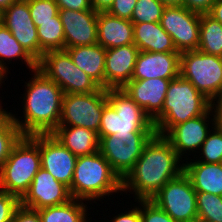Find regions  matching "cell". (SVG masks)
<instances>
[{"label":"cell","mask_w":222,"mask_h":222,"mask_svg":"<svg viewBox=\"0 0 222 222\" xmlns=\"http://www.w3.org/2000/svg\"><path fill=\"white\" fill-rule=\"evenodd\" d=\"M183 172L184 160L163 136L155 134L122 180V196L126 193L127 196L133 194L134 201L150 200L167 182Z\"/></svg>","instance_id":"6da1fadb"},{"label":"cell","mask_w":222,"mask_h":222,"mask_svg":"<svg viewBox=\"0 0 222 222\" xmlns=\"http://www.w3.org/2000/svg\"><path fill=\"white\" fill-rule=\"evenodd\" d=\"M30 73L33 75L24 83L25 93L19 97L23 98L22 117L9 113L23 136L51 134L59 126L64 92L38 69Z\"/></svg>","instance_id":"7a4b0ae2"},{"label":"cell","mask_w":222,"mask_h":222,"mask_svg":"<svg viewBox=\"0 0 222 222\" xmlns=\"http://www.w3.org/2000/svg\"><path fill=\"white\" fill-rule=\"evenodd\" d=\"M69 190L72 198L89 201L94 208L92 203L122 194V180L98 151L78 156Z\"/></svg>","instance_id":"3957f363"},{"label":"cell","mask_w":222,"mask_h":222,"mask_svg":"<svg viewBox=\"0 0 222 222\" xmlns=\"http://www.w3.org/2000/svg\"><path fill=\"white\" fill-rule=\"evenodd\" d=\"M108 102L103 108L98 136L155 135L151 118L122 89H107Z\"/></svg>","instance_id":"277c9868"},{"label":"cell","mask_w":222,"mask_h":222,"mask_svg":"<svg viewBox=\"0 0 222 222\" xmlns=\"http://www.w3.org/2000/svg\"><path fill=\"white\" fill-rule=\"evenodd\" d=\"M210 109V100L180 75L171 79L162 112L153 120L157 135L164 136L172 127L201 116Z\"/></svg>","instance_id":"5b68a950"},{"label":"cell","mask_w":222,"mask_h":222,"mask_svg":"<svg viewBox=\"0 0 222 222\" xmlns=\"http://www.w3.org/2000/svg\"><path fill=\"white\" fill-rule=\"evenodd\" d=\"M40 168L39 134L22 136L0 167V190L21 199Z\"/></svg>","instance_id":"8992f818"},{"label":"cell","mask_w":222,"mask_h":222,"mask_svg":"<svg viewBox=\"0 0 222 222\" xmlns=\"http://www.w3.org/2000/svg\"><path fill=\"white\" fill-rule=\"evenodd\" d=\"M179 75L210 101L222 95V57L199 50L180 53Z\"/></svg>","instance_id":"52a82bcc"},{"label":"cell","mask_w":222,"mask_h":222,"mask_svg":"<svg viewBox=\"0 0 222 222\" xmlns=\"http://www.w3.org/2000/svg\"><path fill=\"white\" fill-rule=\"evenodd\" d=\"M37 69L55 82L64 94L92 93L101 88L74 64L65 50L44 53L37 61Z\"/></svg>","instance_id":"ba28073f"},{"label":"cell","mask_w":222,"mask_h":222,"mask_svg":"<svg viewBox=\"0 0 222 222\" xmlns=\"http://www.w3.org/2000/svg\"><path fill=\"white\" fill-rule=\"evenodd\" d=\"M107 89L81 94H64L59 126H77L99 132Z\"/></svg>","instance_id":"9c48e42d"},{"label":"cell","mask_w":222,"mask_h":222,"mask_svg":"<svg viewBox=\"0 0 222 222\" xmlns=\"http://www.w3.org/2000/svg\"><path fill=\"white\" fill-rule=\"evenodd\" d=\"M150 200L176 222L197 218L196 191L184 172L167 182Z\"/></svg>","instance_id":"30bf717a"},{"label":"cell","mask_w":222,"mask_h":222,"mask_svg":"<svg viewBox=\"0 0 222 222\" xmlns=\"http://www.w3.org/2000/svg\"><path fill=\"white\" fill-rule=\"evenodd\" d=\"M154 135H110L99 137V152L123 180Z\"/></svg>","instance_id":"8fae6325"},{"label":"cell","mask_w":222,"mask_h":222,"mask_svg":"<svg viewBox=\"0 0 222 222\" xmlns=\"http://www.w3.org/2000/svg\"><path fill=\"white\" fill-rule=\"evenodd\" d=\"M201 14L184 6H166L160 24L178 52L198 50Z\"/></svg>","instance_id":"7c38bea8"},{"label":"cell","mask_w":222,"mask_h":222,"mask_svg":"<svg viewBox=\"0 0 222 222\" xmlns=\"http://www.w3.org/2000/svg\"><path fill=\"white\" fill-rule=\"evenodd\" d=\"M213 127V114L209 109L201 116L172 127L163 137L171 144L179 157L187 161L190 159L189 156L195 157Z\"/></svg>","instance_id":"4fadbf2b"},{"label":"cell","mask_w":222,"mask_h":222,"mask_svg":"<svg viewBox=\"0 0 222 222\" xmlns=\"http://www.w3.org/2000/svg\"><path fill=\"white\" fill-rule=\"evenodd\" d=\"M72 198L69 187L57 181L42 167L34 176L28 191L20 199V205L39 210L69 202Z\"/></svg>","instance_id":"5bb4252c"},{"label":"cell","mask_w":222,"mask_h":222,"mask_svg":"<svg viewBox=\"0 0 222 222\" xmlns=\"http://www.w3.org/2000/svg\"><path fill=\"white\" fill-rule=\"evenodd\" d=\"M41 167L57 181L70 187L78 156L58 142L52 134H39Z\"/></svg>","instance_id":"9a60e30c"},{"label":"cell","mask_w":222,"mask_h":222,"mask_svg":"<svg viewBox=\"0 0 222 222\" xmlns=\"http://www.w3.org/2000/svg\"><path fill=\"white\" fill-rule=\"evenodd\" d=\"M2 24L36 60H39L37 27L30 15L27 0H16L2 12Z\"/></svg>","instance_id":"2e32d148"},{"label":"cell","mask_w":222,"mask_h":222,"mask_svg":"<svg viewBox=\"0 0 222 222\" xmlns=\"http://www.w3.org/2000/svg\"><path fill=\"white\" fill-rule=\"evenodd\" d=\"M65 35V48L97 43L98 12L93 8L77 11L59 9Z\"/></svg>","instance_id":"e0dca14e"},{"label":"cell","mask_w":222,"mask_h":222,"mask_svg":"<svg viewBox=\"0 0 222 222\" xmlns=\"http://www.w3.org/2000/svg\"><path fill=\"white\" fill-rule=\"evenodd\" d=\"M171 79H144L128 82L122 89L153 121L161 112Z\"/></svg>","instance_id":"ac0fdd59"},{"label":"cell","mask_w":222,"mask_h":222,"mask_svg":"<svg viewBox=\"0 0 222 222\" xmlns=\"http://www.w3.org/2000/svg\"><path fill=\"white\" fill-rule=\"evenodd\" d=\"M139 52L134 44L106 49L105 89L123 88L131 81Z\"/></svg>","instance_id":"d6986e66"},{"label":"cell","mask_w":222,"mask_h":222,"mask_svg":"<svg viewBox=\"0 0 222 222\" xmlns=\"http://www.w3.org/2000/svg\"><path fill=\"white\" fill-rule=\"evenodd\" d=\"M180 53L140 51L131 81L144 79H174L179 76Z\"/></svg>","instance_id":"ffe728a7"},{"label":"cell","mask_w":222,"mask_h":222,"mask_svg":"<svg viewBox=\"0 0 222 222\" xmlns=\"http://www.w3.org/2000/svg\"><path fill=\"white\" fill-rule=\"evenodd\" d=\"M97 43L105 49L134 44L132 21L98 12Z\"/></svg>","instance_id":"44dd1931"},{"label":"cell","mask_w":222,"mask_h":222,"mask_svg":"<svg viewBox=\"0 0 222 222\" xmlns=\"http://www.w3.org/2000/svg\"><path fill=\"white\" fill-rule=\"evenodd\" d=\"M74 64L101 88H105L106 49L100 44L83 45L64 49Z\"/></svg>","instance_id":"7402d4cb"},{"label":"cell","mask_w":222,"mask_h":222,"mask_svg":"<svg viewBox=\"0 0 222 222\" xmlns=\"http://www.w3.org/2000/svg\"><path fill=\"white\" fill-rule=\"evenodd\" d=\"M184 173L196 192L222 196V163H206L190 158L184 161Z\"/></svg>","instance_id":"603a6c76"},{"label":"cell","mask_w":222,"mask_h":222,"mask_svg":"<svg viewBox=\"0 0 222 222\" xmlns=\"http://www.w3.org/2000/svg\"><path fill=\"white\" fill-rule=\"evenodd\" d=\"M134 45L139 51L156 53H180L172 37L162 28L160 22L133 23Z\"/></svg>","instance_id":"cb8c5ba5"},{"label":"cell","mask_w":222,"mask_h":222,"mask_svg":"<svg viewBox=\"0 0 222 222\" xmlns=\"http://www.w3.org/2000/svg\"><path fill=\"white\" fill-rule=\"evenodd\" d=\"M55 139L76 156L99 151L98 133L84 127L58 126L52 133Z\"/></svg>","instance_id":"d4e9b609"},{"label":"cell","mask_w":222,"mask_h":222,"mask_svg":"<svg viewBox=\"0 0 222 222\" xmlns=\"http://www.w3.org/2000/svg\"><path fill=\"white\" fill-rule=\"evenodd\" d=\"M16 59L25 64L29 70L37 69V61L16 40L12 33L3 25H0V75L7 80L10 70L8 64Z\"/></svg>","instance_id":"484cf974"},{"label":"cell","mask_w":222,"mask_h":222,"mask_svg":"<svg viewBox=\"0 0 222 222\" xmlns=\"http://www.w3.org/2000/svg\"><path fill=\"white\" fill-rule=\"evenodd\" d=\"M88 203L89 202L73 198L67 203L45 207L37 211L41 222H91L92 217H88L90 215L88 210H90L92 206H87Z\"/></svg>","instance_id":"4316f807"},{"label":"cell","mask_w":222,"mask_h":222,"mask_svg":"<svg viewBox=\"0 0 222 222\" xmlns=\"http://www.w3.org/2000/svg\"><path fill=\"white\" fill-rule=\"evenodd\" d=\"M37 27L39 59L48 51L64 50L65 35L59 14L55 21H33Z\"/></svg>","instance_id":"83f0119b"},{"label":"cell","mask_w":222,"mask_h":222,"mask_svg":"<svg viewBox=\"0 0 222 222\" xmlns=\"http://www.w3.org/2000/svg\"><path fill=\"white\" fill-rule=\"evenodd\" d=\"M198 50L222 57V24L208 13L201 14Z\"/></svg>","instance_id":"f1b7e54d"},{"label":"cell","mask_w":222,"mask_h":222,"mask_svg":"<svg viewBox=\"0 0 222 222\" xmlns=\"http://www.w3.org/2000/svg\"><path fill=\"white\" fill-rule=\"evenodd\" d=\"M6 110L0 114V167L9 157L14 145L23 136L9 111Z\"/></svg>","instance_id":"f546056e"},{"label":"cell","mask_w":222,"mask_h":222,"mask_svg":"<svg viewBox=\"0 0 222 222\" xmlns=\"http://www.w3.org/2000/svg\"><path fill=\"white\" fill-rule=\"evenodd\" d=\"M196 201L198 218L210 222H222V196L196 192Z\"/></svg>","instance_id":"4dcf8cb0"},{"label":"cell","mask_w":222,"mask_h":222,"mask_svg":"<svg viewBox=\"0 0 222 222\" xmlns=\"http://www.w3.org/2000/svg\"><path fill=\"white\" fill-rule=\"evenodd\" d=\"M195 156L196 161L222 163V131L213 127Z\"/></svg>","instance_id":"1f68e13d"},{"label":"cell","mask_w":222,"mask_h":222,"mask_svg":"<svg viewBox=\"0 0 222 222\" xmlns=\"http://www.w3.org/2000/svg\"><path fill=\"white\" fill-rule=\"evenodd\" d=\"M166 5L157 0H137L131 17L132 23L160 22Z\"/></svg>","instance_id":"d6a6232c"},{"label":"cell","mask_w":222,"mask_h":222,"mask_svg":"<svg viewBox=\"0 0 222 222\" xmlns=\"http://www.w3.org/2000/svg\"><path fill=\"white\" fill-rule=\"evenodd\" d=\"M33 21H55L59 7L55 0H27Z\"/></svg>","instance_id":"836d02e7"},{"label":"cell","mask_w":222,"mask_h":222,"mask_svg":"<svg viewBox=\"0 0 222 222\" xmlns=\"http://www.w3.org/2000/svg\"><path fill=\"white\" fill-rule=\"evenodd\" d=\"M142 222H176L151 200H141Z\"/></svg>","instance_id":"e575fe53"},{"label":"cell","mask_w":222,"mask_h":222,"mask_svg":"<svg viewBox=\"0 0 222 222\" xmlns=\"http://www.w3.org/2000/svg\"><path fill=\"white\" fill-rule=\"evenodd\" d=\"M20 199L15 195L0 190V222H12Z\"/></svg>","instance_id":"d590c367"},{"label":"cell","mask_w":222,"mask_h":222,"mask_svg":"<svg viewBox=\"0 0 222 222\" xmlns=\"http://www.w3.org/2000/svg\"><path fill=\"white\" fill-rule=\"evenodd\" d=\"M136 2L137 0H114L107 13L118 18L131 20Z\"/></svg>","instance_id":"8d00e7d4"},{"label":"cell","mask_w":222,"mask_h":222,"mask_svg":"<svg viewBox=\"0 0 222 222\" xmlns=\"http://www.w3.org/2000/svg\"><path fill=\"white\" fill-rule=\"evenodd\" d=\"M133 202H137L135 204H130V208H128V210L125 208H123V212H119L116 211L115 214L117 215H113L112 218L110 217V221L108 222H142V218H141V200H135ZM138 205V206H137ZM133 207V208H132ZM124 209H126L124 211ZM131 209V210H129Z\"/></svg>","instance_id":"74e56055"},{"label":"cell","mask_w":222,"mask_h":222,"mask_svg":"<svg viewBox=\"0 0 222 222\" xmlns=\"http://www.w3.org/2000/svg\"><path fill=\"white\" fill-rule=\"evenodd\" d=\"M12 222H41V218L37 210L20 205L13 215Z\"/></svg>","instance_id":"f35d334b"},{"label":"cell","mask_w":222,"mask_h":222,"mask_svg":"<svg viewBox=\"0 0 222 222\" xmlns=\"http://www.w3.org/2000/svg\"><path fill=\"white\" fill-rule=\"evenodd\" d=\"M216 0H183V6L198 14H207Z\"/></svg>","instance_id":"ab89813d"},{"label":"cell","mask_w":222,"mask_h":222,"mask_svg":"<svg viewBox=\"0 0 222 222\" xmlns=\"http://www.w3.org/2000/svg\"><path fill=\"white\" fill-rule=\"evenodd\" d=\"M59 9H70V10H89L92 9L90 0H55Z\"/></svg>","instance_id":"60d3db41"},{"label":"cell","mask_w":222,"mask_h":222,"mask_svg":"<svg viewBox=\"0 0 222 222\" xmlns=\"http://www.w3.org/2000/svg\"><path fill=\"white\" fill-rule=\"evenodd\" d=\"M210 110L213 114L214 127L222 131V95L210 101Z\"/></svg>","instance_id":"b9f144b4"},{"label":"cell","mask_w":222,"mask_h":222,"mask_svg":"<svg viewBox=\"0 0 222 222\" xmlns=\"http://www.w3.org/2000/svg\"><path fill=\"white\" fill-rule=\"evenodd\" d=\"M96 12H107L114 0H90Z\"/></svg>","instance_id":"7bdbcfd3"},{"label":"cell","mask_w":222,"mask_h":222,"mask_svg":"<svg viewBox=\"0 0 222 222\" xmlns=\"http://www.w3.org/2000/svg\"><path fill=\"white\" fill-rule=\"evenodd\" d=\"M208 14L222 24V0H216Z\"/></svg>","instance_id":"ee69618b"},{"label":"cell","mask_w":222,"mask_h":222,"mask_svg":"<svg viewBox=\"0 0 222 222\" xmlns=\"http://www.w3.org/2000/svg\"><path fill=\"white\" fill-rule=\"evenodd\" d=\"M164 3L166 6H183V0H157Z\"/></svg>","instance_id":"f6af8a7d"},{"label":"cell","mask_w":222,"mask_h":222,"mask_svg":"<svg viewBox=\"0 0 222 222\" xmlns=\"http://www.w3.org/2000/svg\"><path fill=\"white\" fill-rule=\"evenodd\" d=\"M16 0H0V11L6 10L10 5H12Z\"/></svg>","instance_id":"bcb514c9"},{"label":"cell","mask_w":222,"mask_h":222,"mask_svg":"<svg viewBox=\"0 0 222 222\" xmlns=\"http://www.w3.org/2000/svg\"><path fill=\"white\" fill-rule=\"evenodd\" d=\"M191 222H210V221H207V220H204V219H201V218H195L193 219Z\"/></svg>","instance_id":"7dc6e473"},{"label":"cell","mask_w":222,"mask_h":222,"mask_svg":"<svg viewBox=\"0 0 222 222\" xmlns=\"http://www.w3.org/2000/svg\"><path fill=\"white\" fill-rule=\"evenodd\" d=\"M1 98V97H0ZM2 99H0V114L5 110V108H3V107H5L6 105H4V106H2Z\"/></svg>","instance_id":"c3c4849f"},{"label":"cell","mask_w":222,"mask_h":222,"mask_svg":"<svg viewBox=\"0 0 222 222\" xmlns=\"http://www.w3.org/2000/svg\"><path fill=\"white\" fill-rule=\"evenodd\" d=\"M5 79L0 75V87L3 86L2 84L5 83Z\"/></svg>","instance_id":"681fc988"},{"label":"cell","mask_w":222,"mask_h":222,"mask_svg":"<svg viewBox=\"0 0 222 222\" xmlns=\"http://www.w3.org/2000/svg\"><path fill=\"white\" fill-rule=\"evenodd\" d=\"M2 24V11H0V25Z\"/></svg>","instance_id":"f907efd6"}]
</instances>
